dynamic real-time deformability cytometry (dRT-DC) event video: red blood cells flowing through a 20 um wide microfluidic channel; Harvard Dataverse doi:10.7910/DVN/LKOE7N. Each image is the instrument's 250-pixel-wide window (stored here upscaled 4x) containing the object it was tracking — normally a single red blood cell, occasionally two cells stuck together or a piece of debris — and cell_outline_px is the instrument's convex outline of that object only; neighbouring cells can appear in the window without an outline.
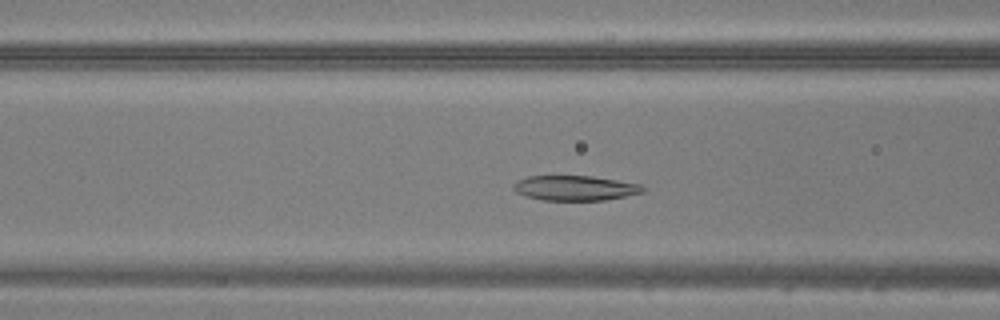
{"species": "common noctule bat (a hibernating species)", "species_latin": "Nyctalus noctula", "temperature_condition": "warm", "stored_images_in_passage": 33, "camera_frame_rate_fps": 3000, "um_per_image_px": 0.085, "animal": {"sex": "male", "body_mass_g": 20.5, "forearm_length_mm": 52.5}, "frame": {"image": 1, "passage_image": 8, "time_ms": 2.333, "image_size_px": [1000, 320], "cell_outline_px": [[644, 192], [604, 200], [544, 200], [524, 196], [516, 192], [512, 188], [512, 184], [516, 180], [528, 176], [592, 176], [640, 184], [644, 188]], "centroid_in_image_um": [48.82, 15.98], "position_along_channel_um": 117.8, "area_um2": 18.79}}
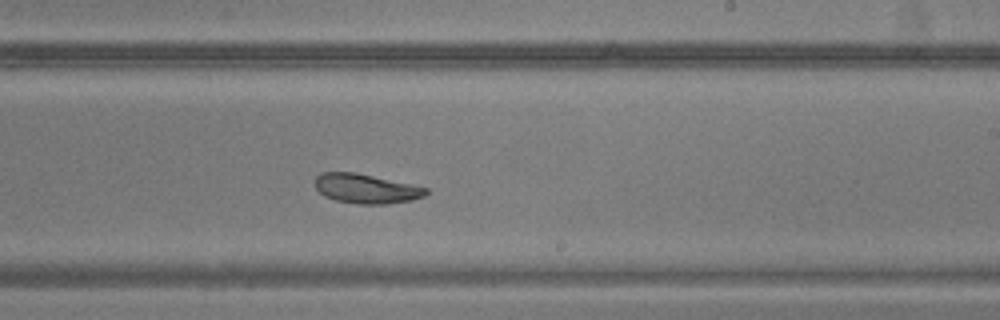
{"frame": {"image": 2, "passage_image": 18, "time_ms": 5.667, "image_size_px": [1000, 320], "cell_outline_px": [[428, 192], [424, 196], [412, 200], [384, 204], [356, 204], [336, 200], [324, 196], [312, 184], [316, 176], [320, 172], [356, 172], [412, 184], [428, 188]], "centroid_in_image_um": [31.08, 16.02], "position_along_channel_um": 257.9, "area_um2": 19.25}}
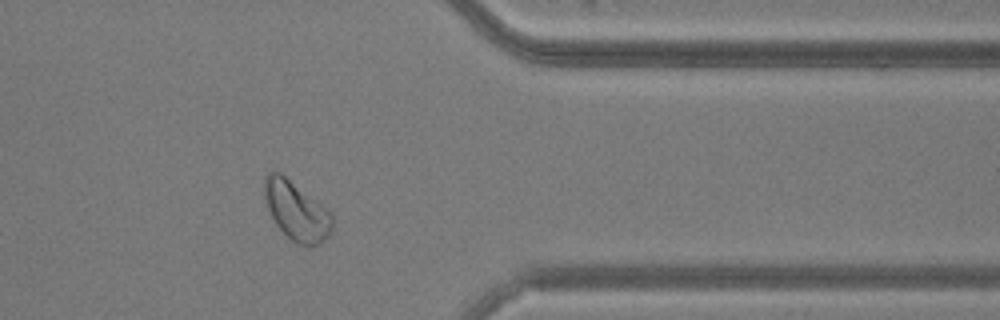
{"frame": {"image": 3, "passage_image": 28, "time_ms": 9.0, "image_size_px": [1000, 320], "cell_outline_px": [[332, 232], [320, 244], [312, 248], [300, 244], [292, 240], [276, 224], [264, 200], [264, 176], [268, 172], [280, 172], [332, 212]], "centroid_in_image_um": [25.21, 17.93], "position_along_channel_um": 386.2, "area_um2": 23.29}}